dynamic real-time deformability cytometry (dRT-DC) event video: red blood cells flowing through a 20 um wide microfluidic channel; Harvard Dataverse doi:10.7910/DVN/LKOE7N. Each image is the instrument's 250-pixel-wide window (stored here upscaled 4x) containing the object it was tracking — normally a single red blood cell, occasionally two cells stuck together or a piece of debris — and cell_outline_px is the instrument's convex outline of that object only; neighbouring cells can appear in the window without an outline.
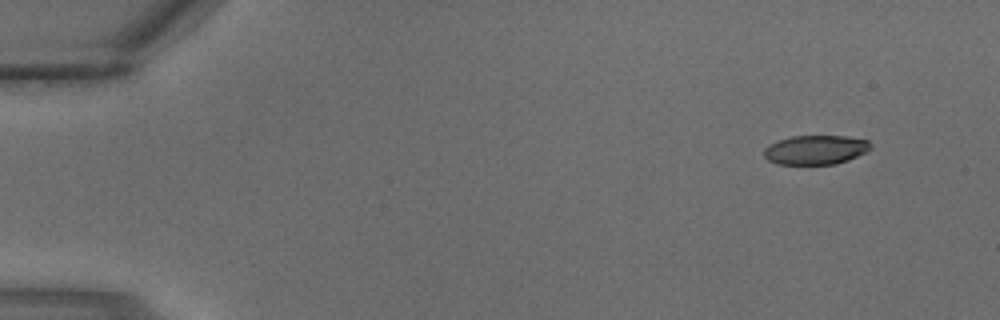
{"species": "common noctule bat (a hibernating species)", "species_latin": "Nyctalus noctula", "temperature_condition": "warm", "stored_images_in_passage": 4, "camera_frame_rate_fps": 3000, "um_per_image_px": 0.085, "animal": {"sex": "male", "body_mass_g": 18.8}, "frame": {"image": 1, "passage_image": 1, "time_ms": 0.0, "image_size_px": [1000, 320], "cell_outline_px": [[872, 148], [848, 160], [836, 164], [776, 164], [768, 160], [764, 156], [764, 148], [768, 144], [776, 140], [792, 136], [848, 136], [868, 140], [872, 144]], "centroid_in_image_um": [69.3, 12.73], "position_along_channel_um": 15.7, "area_um2": 18.32}}
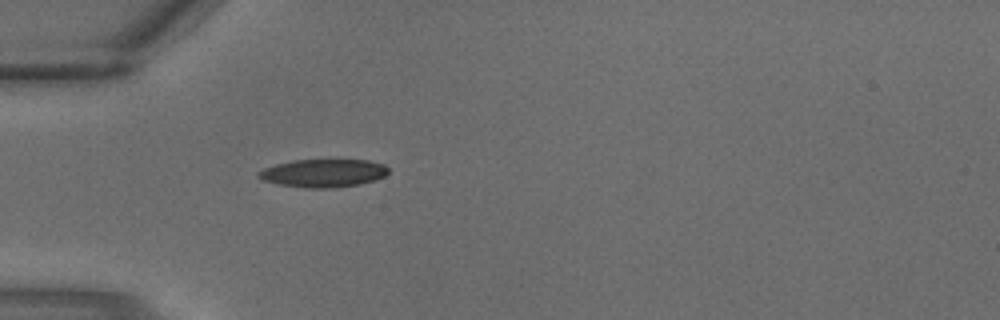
{"frame": {"image": 2, "passage_image": 3, "time_ms": 0.667, "image_size_px": [1000, 320], "cell_outline_px": [[388, 172], [384, 176], [360, 184], [332, 188], [308, 188], [276, 184], [260, 180], [256, 176], [256, 172], [264, 168], [276, 164], [292, 160], [368, 160], [384, 164], [388, 168]], "centroid_in_image_um": [27.42, 14.72], "position_along_channel_um": 57.6, "area_um2": 21.33}}